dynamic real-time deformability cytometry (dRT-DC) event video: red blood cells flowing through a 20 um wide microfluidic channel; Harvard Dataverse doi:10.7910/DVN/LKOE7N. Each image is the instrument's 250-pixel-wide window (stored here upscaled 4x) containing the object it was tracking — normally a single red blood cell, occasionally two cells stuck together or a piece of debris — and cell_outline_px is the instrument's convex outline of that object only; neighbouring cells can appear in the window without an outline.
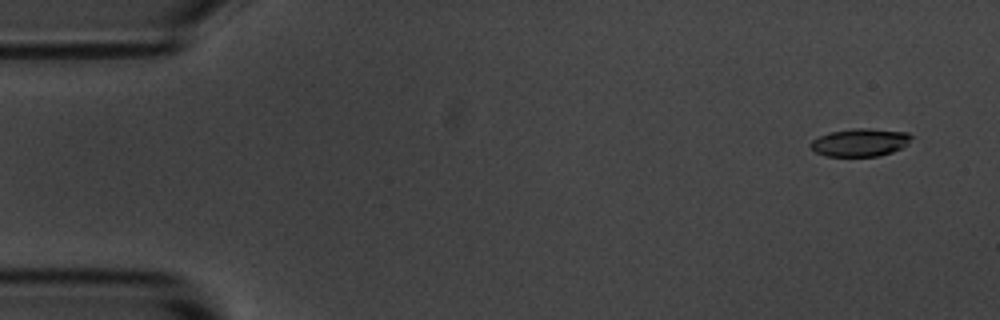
{"species": "common noctule bat (a hibernating species)", "species_latin": "Nyctalus noctula", "temperature_condition": "room temperature", "stored_images_in_passage": 5, "camera_frame_rate_fps": 3000, "um_per_image_px": 0.085, "animal": {"sex": "male", "body_mass_g": 20.1, "forearm_length_mm": 53.5}, "frame": {"image": 1, "passage_image": 2, "time_ms": 1.0, "image_size_px": [1000, 320], "cell_outline_px": [[912, 136], [908, 144], [892, 152], [880, 156], [824, 156], [816, 152], [808, 144], [812, 140], [820, 136], [832, 132], [852, 128], [868, 128], [908, 132]], "centroid_in_image_um": [73.11, 12.11], "position_along_channel_um": 11.9, "area_um2": 16.36}}
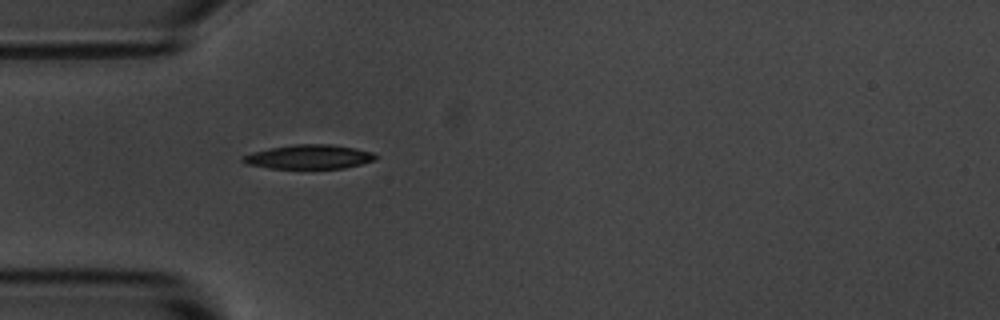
{"frame": {"image": 2, "passage_image": 5, "time_ms": 5.333, "image_size_px": [1000, 320], "cell_outline_px": [[380, 156], [376, 160], [344, 168], [268, 168], [244, 164], [240, 160], [240, 156], [252, 152], [268, 148], [296, 144], [332, 144], [372, 152]], "centroid_in_image_um": [26.22, 13.33], "position_along_channel_um": 58.8, "area_um2": 18.84}}